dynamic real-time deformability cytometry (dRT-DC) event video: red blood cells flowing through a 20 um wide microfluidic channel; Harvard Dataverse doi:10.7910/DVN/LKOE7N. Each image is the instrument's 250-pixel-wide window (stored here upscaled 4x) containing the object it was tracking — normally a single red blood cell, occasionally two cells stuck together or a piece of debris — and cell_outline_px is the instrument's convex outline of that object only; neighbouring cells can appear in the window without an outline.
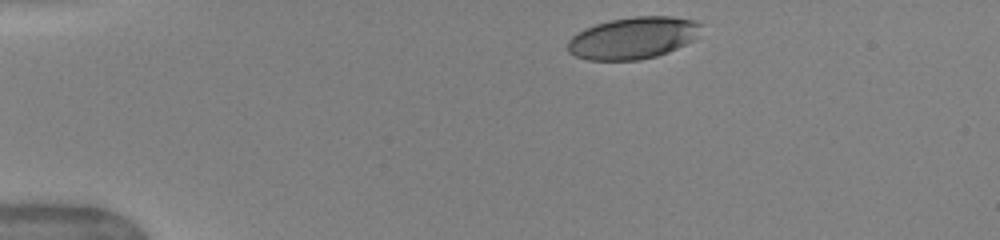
{"species": "human", "species_latin": "Homo sapiens", "temperature_condition": "warm", "stored_images_in_passage": 6, "camera_frame_rate_fps": 3000, "um_per_image_px": 0.085, "donor": {"sex": "female"}, "frame": {"image": 1, "passage_image": 1, "time_ms": 0.0, "image_size_px": [1000, 240], "cell_outline_px": [[704, 24], [692, 40], [668, 52], [656, 56], [640, 60], [588, 60], [576, 56], [568, 52], [568, 40], [572, 36], [584, 28], [608, 20], [636, 16], [672, 16], [696, 20]], "centroid_in_image_um": [53.8, 3.21], "position_along_channel_um": 31.2, "area_um2": 32.6}}
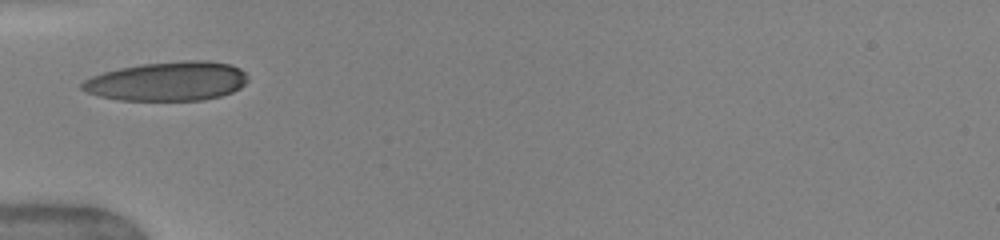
{"frame": {"image": 2, "passage_image": 4, "time_ms": 2.667, "image_size_px": [1000, 240], "cell_outline_px": [[248, 80], [240, 88], [232, 92], [220, 96], [204, 100], [120, 100], [100, 96], [88, 92], [80, 88], [80, 84], [84, 80], [92, 76], [104, 72], [120, 68], [140, 64], [184, 60], [208, 60], [232, 64], [240, 68], [248, 76]], "centroid_in_image_um": [14.27, 6.9], "position_along_channel_um": 70.7, "area_um2": 37.97}}